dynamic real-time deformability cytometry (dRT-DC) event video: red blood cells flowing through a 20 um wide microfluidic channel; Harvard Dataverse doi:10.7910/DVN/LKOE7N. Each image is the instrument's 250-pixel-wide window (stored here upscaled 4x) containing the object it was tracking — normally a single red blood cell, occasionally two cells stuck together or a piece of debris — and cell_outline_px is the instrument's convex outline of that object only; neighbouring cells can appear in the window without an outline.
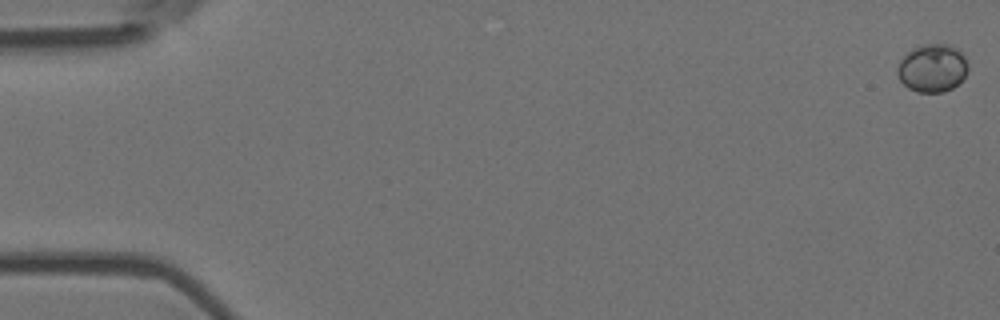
{"species": "Egyptian fruit bat (a non-hibernating species)", "species_latin": "Rousettus aegyptiacus", "temperature_condition": "room temperature", "stored_images_in_passage": 5, "camera_frame_rate_fps": 3000, "um_per_image_px": 0.085, "animal": {"sex": "female"}, "frame": {"image": 1, "passage_image": 1, "time_ms": 0.0, "image_size_px": [1000, 320], "cell_outline_px": [[968, 68], [964, 76], [952, 88], [944, 92], [916, 92], [908, 88], [900, 80], [896, 72], [896, 68], [900, 60], [912, 48], [924, 44], [948, 44], [956, 48], [964, 56], [968, 64]], "centroid_in_image_um": [79.22, 5.79], "position_along_channel_um": 5.8, "area_um2": 19.71}}
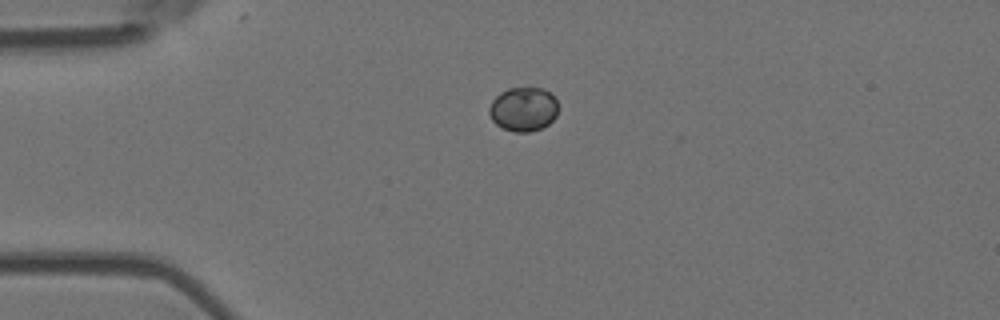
{"frame": {"image": 2, "passage_image": 4, "time_ms": 1.0, "image_size_px": [1000, 320], "cell_outline_px": [[556, 116], [548, 124], [540, 128], [528, 132], [512, 132], [496, 124], [492, 120], [488, 112], [488, 108], [492, 100], [500, 92], [508, 88], [540, 88], [548, 92], [556, 100]], "centroid_in_image_um": [44.44, 9.28], "position_along_channel_um": 40.6, "area_um2": 17.57}}